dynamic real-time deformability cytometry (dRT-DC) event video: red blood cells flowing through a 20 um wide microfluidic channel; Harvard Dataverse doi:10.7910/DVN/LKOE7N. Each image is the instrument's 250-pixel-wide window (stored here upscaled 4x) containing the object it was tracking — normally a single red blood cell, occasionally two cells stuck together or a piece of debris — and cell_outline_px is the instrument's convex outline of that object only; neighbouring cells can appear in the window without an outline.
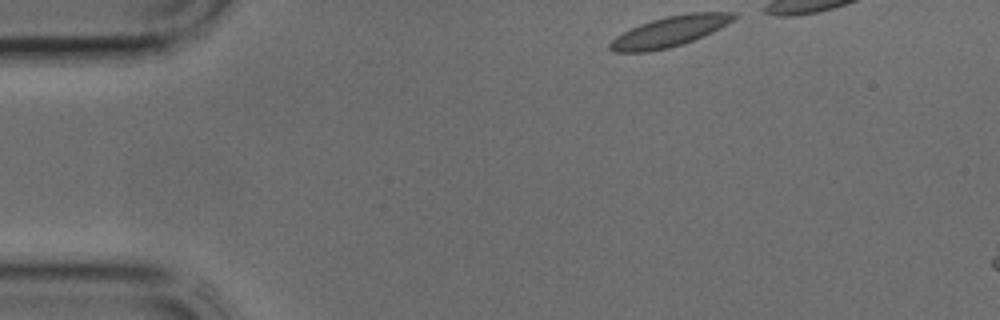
{"species": "common noctule bat (a hibernating species)", "species_latin": "Nyctalus noctula", "temperature_condition": "cold", "stored_images_in_passage": 6, "camera_frame_rate_fps": 3000, "um_per_image_px": 0.085, "animal": {"sex": "male", "body_mass_g": 17.9, "forearm_length_mm": 54.2}, "frame": {"image": 1, "passage_image": 1, "time_ms": 0.0, "image_size_px": [1000, 320], "cell_outline_px": [[736, 16], [732, 20], [720, 28], [712, 32], [692, 40], [668, 48], [648, 52], [616, 52], [608, 48], [608, 44], [616, 36], [640, 24], [652, 20], [668, 16], [688, 12], [736, 12]], "centroid_in_image_um": [56.91, 2.67], "position_along_channel_um": 28.1, "area_um2": 21.62}}